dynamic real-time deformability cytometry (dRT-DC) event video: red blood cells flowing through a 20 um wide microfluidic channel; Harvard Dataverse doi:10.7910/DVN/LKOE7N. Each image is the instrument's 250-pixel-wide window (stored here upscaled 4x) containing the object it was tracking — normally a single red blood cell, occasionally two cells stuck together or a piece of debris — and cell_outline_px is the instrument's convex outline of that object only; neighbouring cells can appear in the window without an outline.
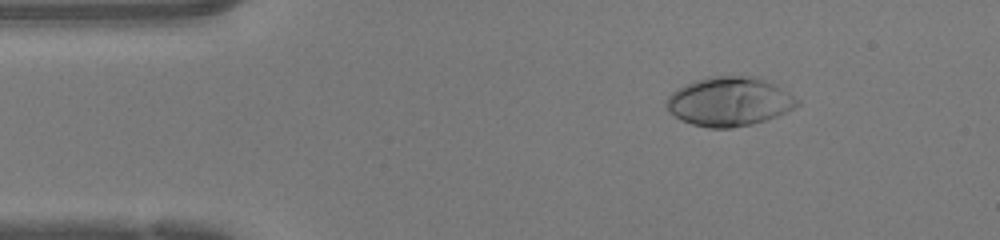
{"species": "human", "species_latin": "Homo sapiens", "temperature_condition": "warm", "stored_images_in_passage": 45, "camera_frame_rate_fps": 3000, "um_per_image_px": 0.085, "donor": {"sex": "female"}, "frame": {"image": 1, "passage_image": 5, "time_ms": 1.333, "image_size_px": [1000, 240], "cell_outline_px": [[800, 104], [776, 116], [752, 124], [732, 128], [708, 128], [692, 124], [680, 120], [668, 112], [664, 104], [664, 100], [672, 92], [684, 84], [708, 76], [760, 76], [800, 100]], "centroid_in_image_um": [61.93, 8.63], "position_along_channel_um": 23.1, "area_um2": 37.57}}
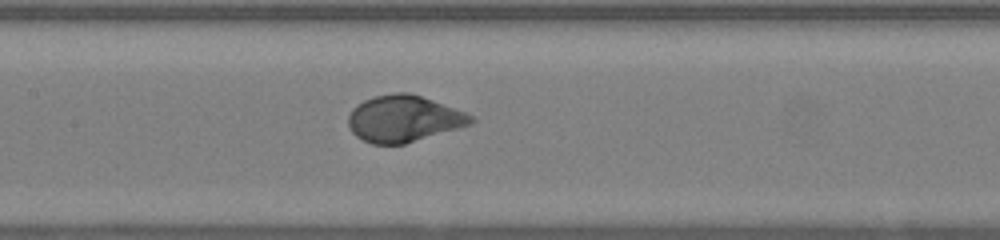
{"frame": {"image": 2, "passage_image": 20, "time_ms": 6.333, "image_size_px": [1000, 240], "cell_outline_px": [[476, 120], [472, 124], [460, 128], [404, 144], [372, 144], [356, 136], [352, 132], [348, 124], [348, 116], [352, 108], [356, 104], [372, 96], [392, 92], [408, 92], [432, 100], [464, 112], [472, 116]], "centroid_in_image_um": [34.29, 10.08], "position_along_channel_um": 173.1, "area_um2": 33.29}}
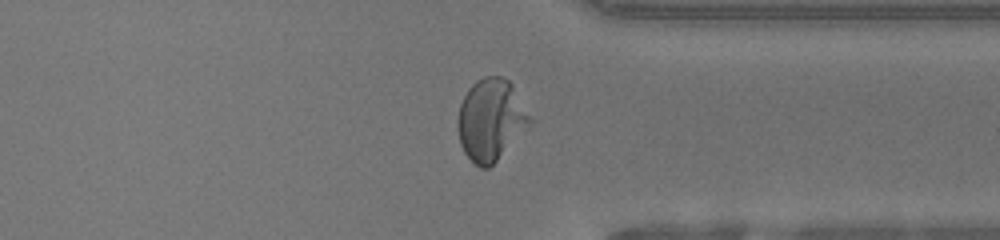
{"frame": {"image": 3, "passage_image": 34, "time_ms": 11.0, "image_size_px": [1000, 240], "cell_outline_px": [[532, 120], [496, 160], [488, 168], [480, 168], [464, 152], [460, 144], [456, 124], [460, 104], [468, 88], [476, 80], [484, 76], [500, 76], [508, 80], [512, 84]], "centroid_in_image_um": [41.66, 10.15], "position_along_channel_um": 369.7, "area_um2": 33.64}, "authors_computed_cell_mechanics": {"area_um2": 33.7552, "velocity_mm_per_s": 4.2898, "shape_relaxation_time_tau1_ms": 3.1828, "shape_relaxation_time_tau2_ms": null, "deformation_change_tau1": 0.2269, "deformation_change_tau2": null}}